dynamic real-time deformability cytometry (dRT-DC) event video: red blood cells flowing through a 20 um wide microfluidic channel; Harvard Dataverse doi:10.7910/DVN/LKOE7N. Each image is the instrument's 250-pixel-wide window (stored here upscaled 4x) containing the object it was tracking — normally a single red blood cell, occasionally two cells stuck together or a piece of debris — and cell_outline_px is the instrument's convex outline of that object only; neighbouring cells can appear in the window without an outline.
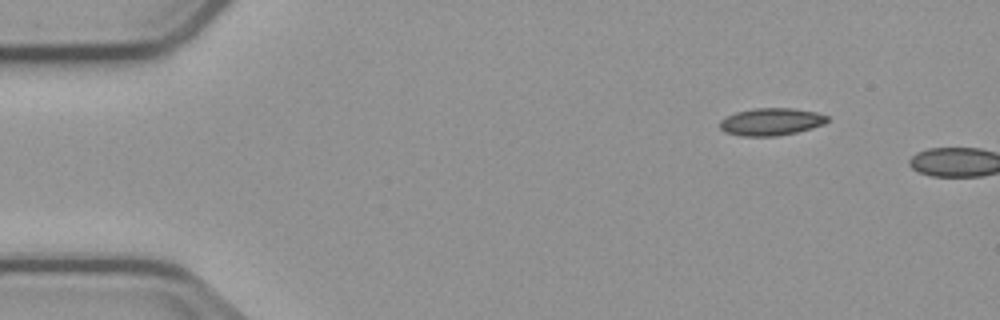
{"species": "common noctule bat (a hibernating species)", "species_latin": "Nyctalus noctula", "temperature_condition": "cold", "stored_images_in_passage": 2, "camera_frame_rate_fps": 3000, "um_per_image_px": 0.085, "animal": {"sex": "male", "body_mass_g": 23.1, "forearm_length_mm": 52.7}, "frame": {"image": 1, "passage_image": 1, "time_ms": 0.0, "image_size_px": [1000, 320], "cell_outline_px": [[828, 120], [824, 124], [812, 128], [796, 132], [776, 136], [740, 136], [724, 132], [720, 128], [720, 120], [736, 112], [756, 108], [792, 108], [816, 112], [828, 116]], "centroid_in_image_um": [65.54, 10.35], "position_along_channel_um": 19.5, "area_um2": 17.11}}